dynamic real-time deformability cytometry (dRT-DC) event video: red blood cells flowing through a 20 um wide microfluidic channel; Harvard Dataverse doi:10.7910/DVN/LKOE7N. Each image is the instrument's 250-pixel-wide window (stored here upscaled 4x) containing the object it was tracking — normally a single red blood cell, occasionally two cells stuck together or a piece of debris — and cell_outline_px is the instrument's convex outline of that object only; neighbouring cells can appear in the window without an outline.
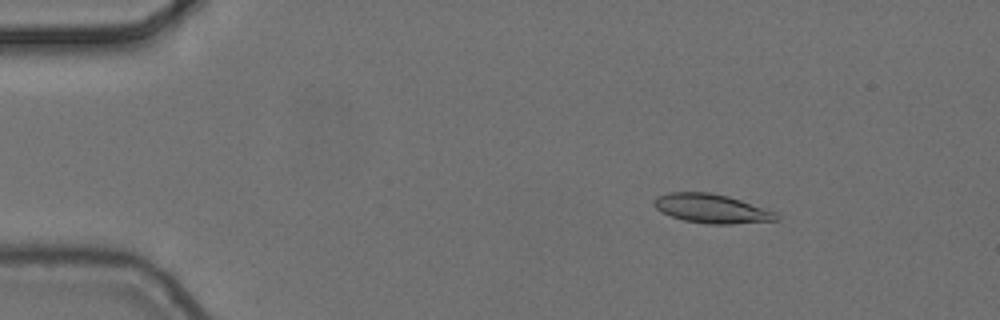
{"species": "common noctule bat (a hibernating species)", "species_latin": "Nyctalus noctula", "temperature_condition": "cold", "stored_images_in_passage": 4, "camera_frame_rate_fps": 3000, "um_per_image_px": 0.085, "animal": {"sex": "female", "body_mass_g": 24.6, "forearm_length_mm": 56.2}, "frame": {"image": 1, "passage_image": 3, "time_ms": 0.667, "image_size_px": [1000, 320], "cell_outline_px": [[780, 220], [732, 224], [708, 224], [684, 220], [660, 212], [652, 204], [652, 200], [656, 196], [668, 192], [708, 192], [728, 196], [776, 212], [780, 216]], "centroid_in_image_um": [60.46, 17.73], "position_along_channel_um": 24.5, "area_um2": 20.81}}